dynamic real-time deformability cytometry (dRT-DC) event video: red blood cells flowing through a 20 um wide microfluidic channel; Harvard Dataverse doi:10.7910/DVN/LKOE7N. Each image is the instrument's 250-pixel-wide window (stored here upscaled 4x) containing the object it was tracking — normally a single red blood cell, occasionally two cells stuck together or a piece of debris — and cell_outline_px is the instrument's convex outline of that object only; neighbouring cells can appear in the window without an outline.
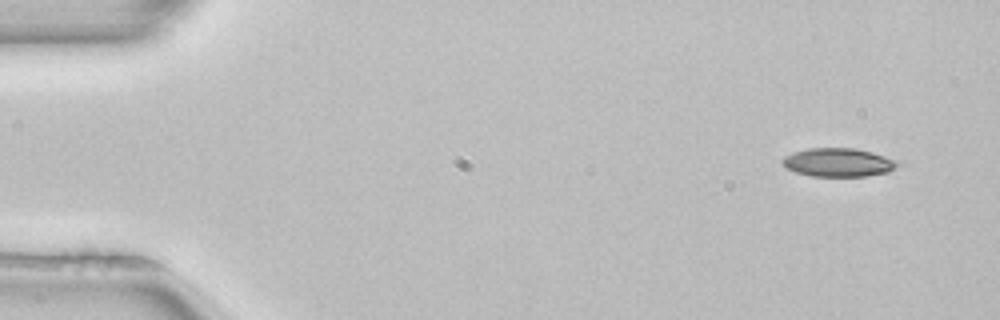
{"species": "common noctule bat (a hibernating species)", "species_latin": "Nyctalus noctula", "temperature_condition": "room temperature", "stored_images_in_passage": 4, "camera_frame_rate_fps": 3000, "um_per_image_px": 0.085, "animal": {"sex": "female", "body_mass_g": 22.7, "forearm_length_mm": 54.2}, "frame": {"image": 1, "passage_image": 1, "time_ms": 0.0, "image_size_px": [1000, 320], "cell_outline_px": [[896, 164], [888, 172], [868, 176], [812, 176], [796, 172], [788, 168], [780, 160], [784, 156], [792, 152], [808, 148], [856, 148], [872, 152], [896, 160]], "centroid_in_image_um": [71.21, 13.79], "position_along_channel_um": 13.8, "area_um2": 18.96}}
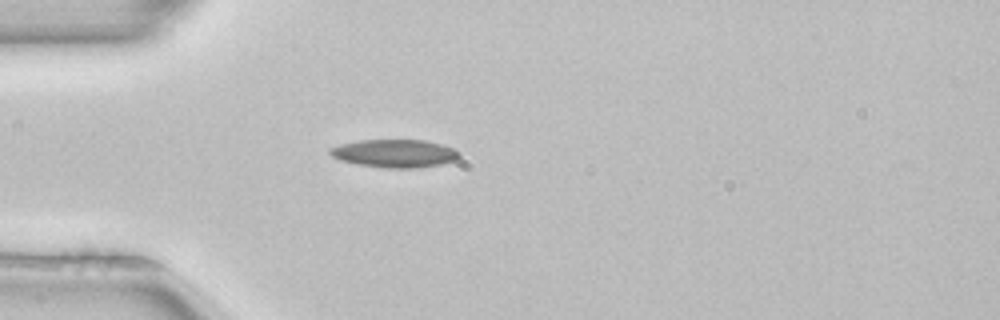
{"frame": {"image": 2, "passage_image": 4, "time_ms": 1.0, "image_size_px": [1000, 320], "cell_outline_px": [[460, 156], [456, 160], [440, 164], [416, 168], [384, 168], [360, 164], [340, 160], [332, 156], [328, 152], [328, 148], [360, 140], [424, 140], [456, 148], [460, 152]], "centroid_in_image_um": [33.58, 13.04], "position_along_channel_um": 51.4, "area_um2": 21.04}}